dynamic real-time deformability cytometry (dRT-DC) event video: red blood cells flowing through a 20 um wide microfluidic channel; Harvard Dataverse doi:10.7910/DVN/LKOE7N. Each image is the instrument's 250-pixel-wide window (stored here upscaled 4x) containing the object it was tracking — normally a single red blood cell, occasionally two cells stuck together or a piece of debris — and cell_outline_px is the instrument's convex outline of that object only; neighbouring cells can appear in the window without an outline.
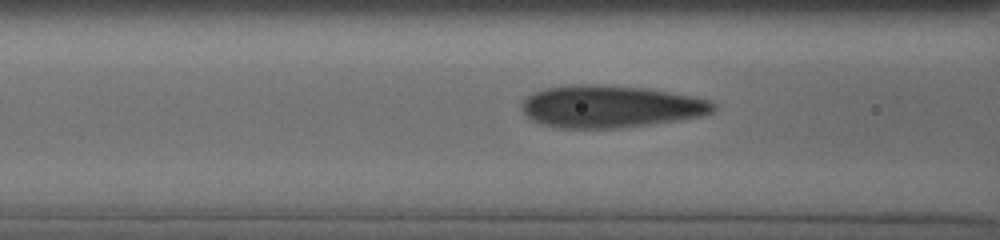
{"species": "human", "species_latin": "Homo sapiens", "temperature_condition": "cold", "stored_images_in_passage": 55, "camera_frame_rate_fps": 3000, "um_per_image_px": 0.085, "donor": {"sex": "male"}, "frame": {"image": 1, "passage_image": 20, "time_ms": 5.0, "image_size_px": [1000, 240], "cell_outline_px": [[716, 108], [712, 112], [700, 116], [648, 124], [620, 128], [560, 128], [544, 124], [528, 116], [520, 108], [520, 104], [532, 92], [544, 88], [572, 84], [600, 84], [644, 88], [692, 96], [708, 100], [716, 104]], "centroid_in_image_um": [51.85, 9.04], "position_along_channel_um": 114.7, "area_um2": 46.88}}
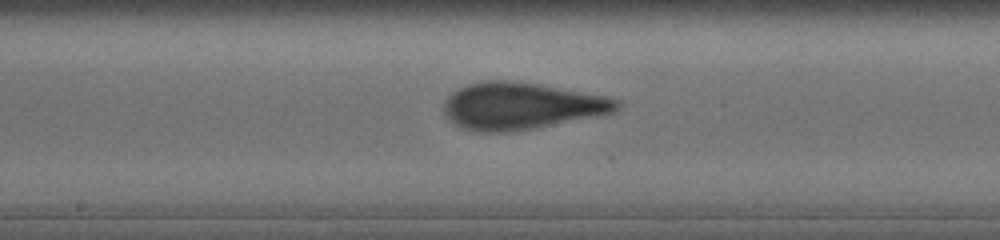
{"frame": {"image": 2, "passage_image": 35, "time_ms": 7.333, "image_size_px": [1000, 240], "cell_outline_px": [[620, 108], [616, 112], [600, 116], [532, 128], [500, 132], [480, 132], [464, 128], [456, 124], [444, 112], [444, 100], [456, 88], [468, 84], [488, 80], [508, 80], [540, 84], [608, 96], [620, 100]], "centroid_in_image_um": [44.35, 8.99], "position_along_channel_um": 203.8, "area_um2": 47.28}}
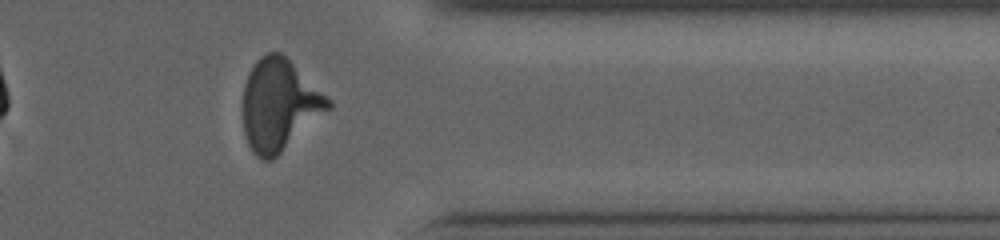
{"frame": {"image": 3, "passage_image": 51, "time_ms": 12.333, "image_size_px": [1000, 240], "cell_outline_px": [[332, 108], [272, 160], [260, 160], [252, 152], [248, 144], [244, 132], [244, 84], [256, 60], [260, 56], [268, 52], [280, 52], [332, 100]], "centroid_in_image_um": [23.75, 8.94], "position_along_channel_um": 387.6, "area_um2": 45.14}}